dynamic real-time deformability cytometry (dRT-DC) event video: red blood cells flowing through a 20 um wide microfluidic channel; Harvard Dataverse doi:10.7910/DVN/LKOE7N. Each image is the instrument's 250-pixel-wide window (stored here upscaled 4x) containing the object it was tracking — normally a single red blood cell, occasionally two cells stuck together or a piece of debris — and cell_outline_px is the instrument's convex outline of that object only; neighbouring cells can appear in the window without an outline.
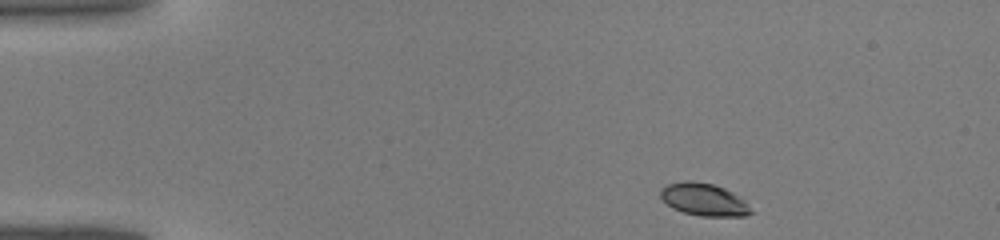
{"species": "common noctule bat (a hibernating species)", "species_latin": "Nyctalus noctula", "temperature_condition": "warm", "stored_images_in_passage": 38, "camera_frame_rate_fps": 3000, "um_per_image_px": 0.085, "animal": {"sex": "male", "body_mass_g": 19.0, "forearm_length_mm": 50.8}, "frame": {"image": 1, "passage_image": 1, "time_ms": 0.0, "image_size_px": [1000, 240], "cell_outline_px": [[752, 212], [744, 216], [700, 216], [684, 212], [672, 208], [660, 196], [660, 188], [668, 184], [688, 180], [712, 184], [724, 188], [732, 192], [744, 200], [748, 204]], "centroid_in_image_um": [59.82, 16.96], "position_along_channel_um": 25.2, "area_um2": 16.94}}
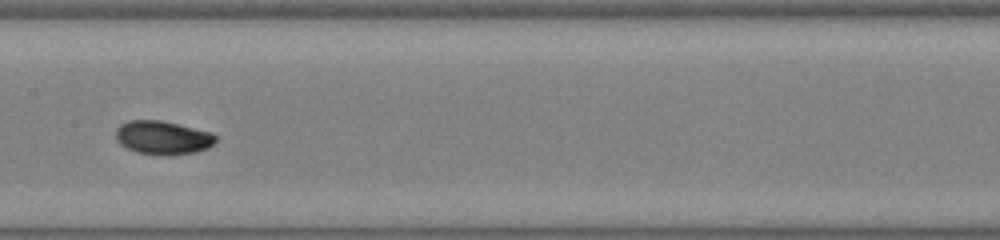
{"frame": {"image": 2, "passage_image": 17, "time_ms": 5.333, "image_size_px": [1000, 240], "cell_outline_px": [[216, 140], [208, 148], [196, 152], [168, 156], [164, 156], [136, 152], [120, 144], [116, 140], [116, 128], [120, 124], [128, 120], [160, 120], [212, 132], [216, 136]], "centroid_in_image_um": [13.82, 11.7], "position_along_channel_um": 193.6, "area_um2": 19.71}}
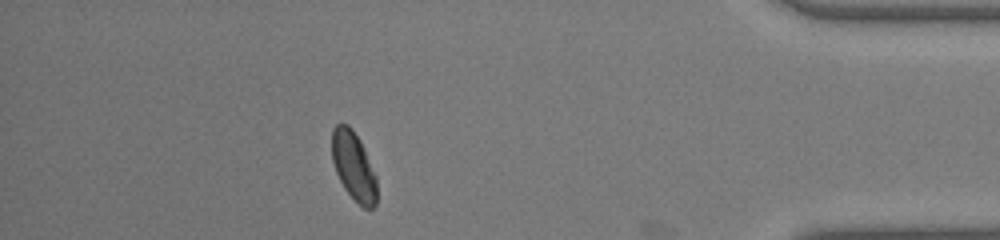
{"frame": {"image": 3, "passage_image": 33, "time_ms": 10.667, "image_size_px": [1000, 240], "cell_outline_px": [[376, 204], [372, 208], [364, 208], [344, 188], [336, 172], [332, 160], [332, 128], [336, 124], [348, 124], [352, 128], [360, 140], [364, 148], [376, 176]], "centroid_in_image_um": [30.05, 14.08], "position_along_channel_um": 405.2, "area_um2": 17.8}}